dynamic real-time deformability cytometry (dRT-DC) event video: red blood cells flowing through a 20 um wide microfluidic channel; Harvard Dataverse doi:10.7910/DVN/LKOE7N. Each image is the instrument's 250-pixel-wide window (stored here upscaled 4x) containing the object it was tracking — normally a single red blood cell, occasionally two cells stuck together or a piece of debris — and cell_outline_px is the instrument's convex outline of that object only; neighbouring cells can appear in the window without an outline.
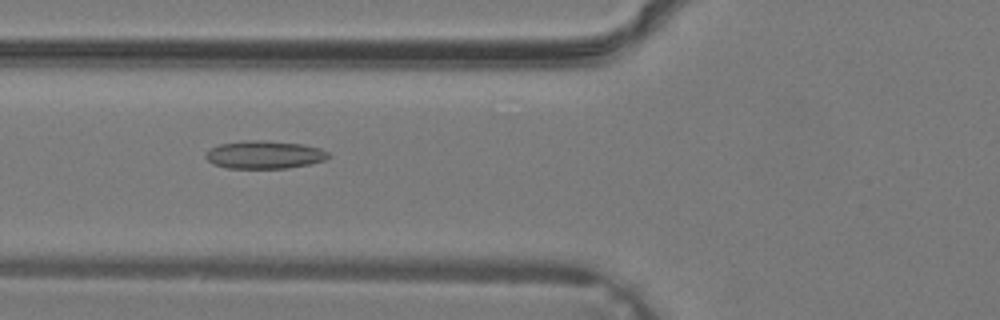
{"species": "common noctule bat (a hibernating species)", "species_latin": "Nyctalus noctula", "temperature_condition": "warm", "stored_images_in_passage": 28, "camera_frame_rate_fps": 3000, "um_per_image_px": 0.085, "animal": {"sex": "male", "body_mass_g": 19.2, "forearm_length_mm": 51.8}, "frame": {"image": 1, "passage_image": 5, "time_ms": 1.333, "image_size_px": [1000, 320], "cell_outline_px": [[332, 156], [324, 160], [308, 164], [288, 168], [228, 168], [212, 164], [204, 156], [212, 148], [220, 144], [252, 140], [256, 140], [304, 144], [320, 148], [328, 152]], "centroid_in_image_um": [22.51, 13.16], "position_along_channel_um": 103.3, "area_um2": 19.77}}
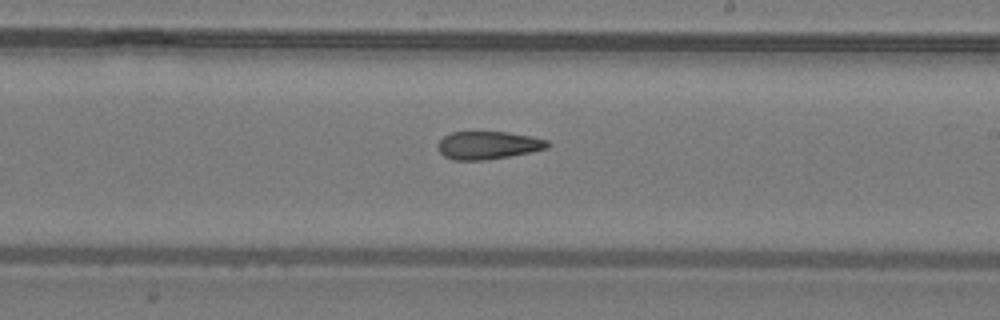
{"frame": {"image": 2, "passage_image": 13, "time_ms": 4.0, "image_size_px": [1000, 320], "cell_outline_px": [[552, 144], [548, 148], [532, 152], [484, 160], [456, 160], [444, 156], [436, 148], [436, 144], [444, 136], [452, 132], [508, 132], [532, 136], [548, 140]], "centroid_in_image_um": [41.51, 12.34], "position_along_channel_um": 247.5, "area_um2": 17.98}}
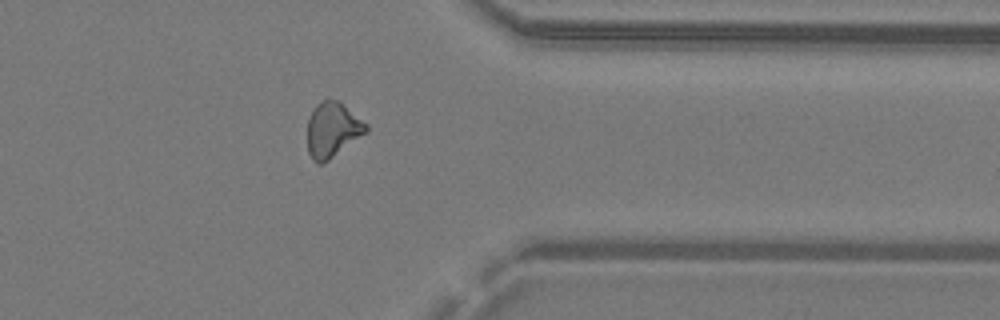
{"frame": {"image": 3, "passage_image": 21, "time_ms": 6.667, "image_size_px": [1000, 320], "cell_outline_px": [[368, 132], [324, 164], [316, 164], [312, 160], [308, 152], [308, 116], [316, 104], [320, 100], [328, 96], [340, 100], [368, 124]], "centroid_in_image_um": [28.27, 11.0], "position_along_channel_um": 383.1, "area_um2": 19.59}}